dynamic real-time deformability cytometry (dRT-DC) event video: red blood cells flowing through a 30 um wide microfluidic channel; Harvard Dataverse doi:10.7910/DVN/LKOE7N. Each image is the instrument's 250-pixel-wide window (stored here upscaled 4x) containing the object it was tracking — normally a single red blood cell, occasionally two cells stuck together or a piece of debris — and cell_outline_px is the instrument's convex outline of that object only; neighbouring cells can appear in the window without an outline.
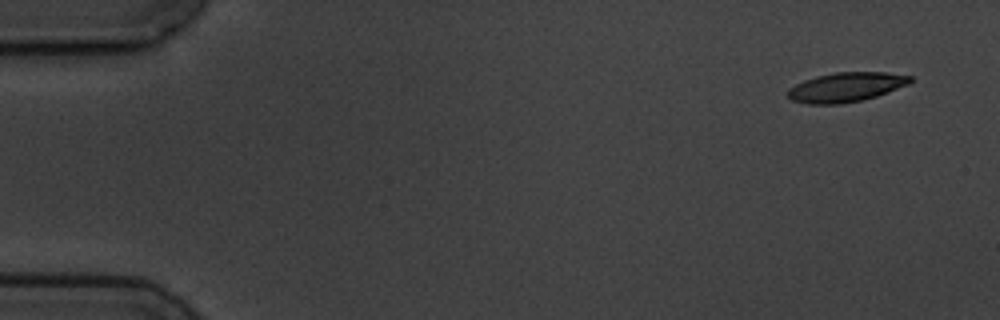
{"species": "common noctule bat (a hibernating species)", "species_latin": "Nyctalus noctula", "temperature_condition": "cold", "stored_images_in_passage": 7, "camera_frame_rate_fps": 3000, "um_per_image_px": 0.085, "animal": {"sex": "male", "body_mass_g": 19.5, "forearm_length_mm": 54.6}, "frame": {"image": 1, "passage_image": 1, "time_ms": 0.0, "image_size_px": [1000, 320], "cell_outline_px": [[912, 80], [908, 84], [876, 96], [860, 100], [840, 104], [808, 104], [792, 100], [788, 96], [788, 88], [804, 80], [816, 76], [836, 72], [884, 72], [912, 76]], "centroid_in_image_um": [71.89, 7.4], "position_along_channel_um": 13.1, "area_um2": 20.81}}
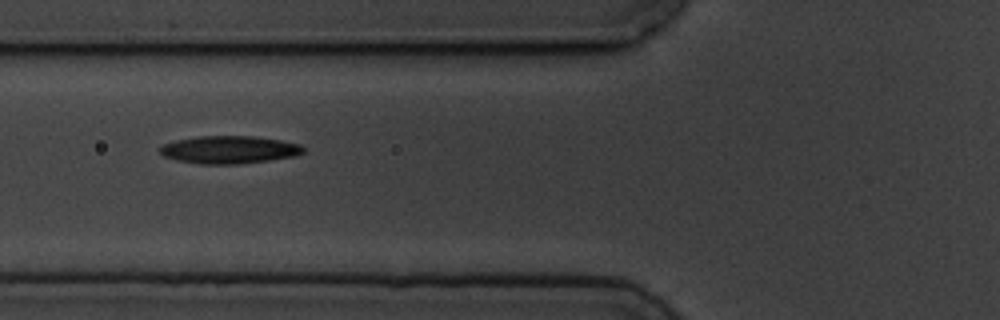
{"frame": {"image": 2, "passage_image": 6, "time_ms": 6.0, "image_size_px": [1000, 320], "cell_outline_px": [[304, 152], [292, 156], [268, 160], [240, 164], [200, 164], [176, 160], [164, 156], [160, 152], [160, 148], [164, 144], [176, 140], [200, 136], [252, 136], [280, 140], [300, 144], [304, 148]], "centroid_in_image_um": [19.47, 12.72], "position_along_channel_um": 106.3, "area_um2": 22.95}}
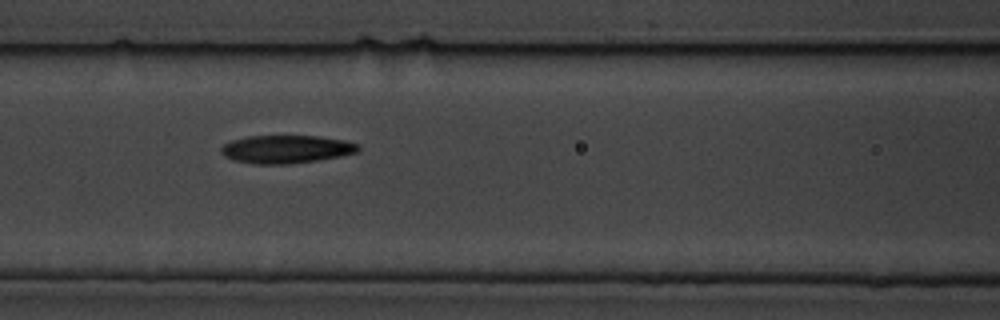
{"frame": {"image": 3, "passage_image": 7, "time_ms": 7.0, "image_size_px": [1000, 320], "cell_outline_px": [[360, 148], [356, 152], [340, 156], [316, 160], [288, 164], [256, 164], [232, 160], [224, 156], [220, 152], [220, 148], [224, 144], [232, 140], [244, 136], [320, 136], [344, 140], [360, 144]], "centroid_in_image_um": [24.3, 12.67], "position_along_channel_um": 142.3, "area_um2": 22.48}}